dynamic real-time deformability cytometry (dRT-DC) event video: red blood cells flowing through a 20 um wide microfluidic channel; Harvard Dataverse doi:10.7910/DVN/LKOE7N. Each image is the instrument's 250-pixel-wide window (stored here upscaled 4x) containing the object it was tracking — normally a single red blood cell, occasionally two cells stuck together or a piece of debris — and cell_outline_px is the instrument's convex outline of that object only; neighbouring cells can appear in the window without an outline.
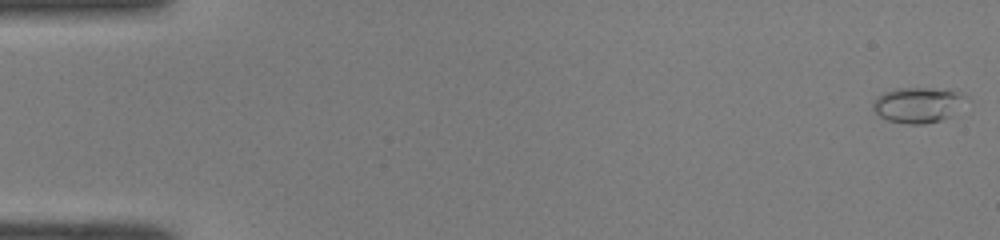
{"species": "common noctule bat (a hibernating species)", "species_latin": "Nyctalus noctula", "temperature_condition": "room temperature", "stored_images_in_passage": 49, "camera_frame_rate_fps": 3000, "um_per_image_px": 0.085, "animal": {"sex": "male", "body_mass_g": 19.0, "forearm_length_mm": 50.8}, "frame": {"image": 1, "passage_image": 1, "time_ms": 0.0, "image_size_px": [1000, 240], "cell_outline_px": [[972, 100], [952, 116], [940, 120], [924, 124], [908, 124], [888, 120], [880, 116], [872, 108], [872, 100], [876, 96], [884, 92], [896, 88], [956, 88], [968, 96]], "centroid_in_image_um": [78.15, 8.88], "position_along_channel_um": 6.9, "area_um2": 20.17}}
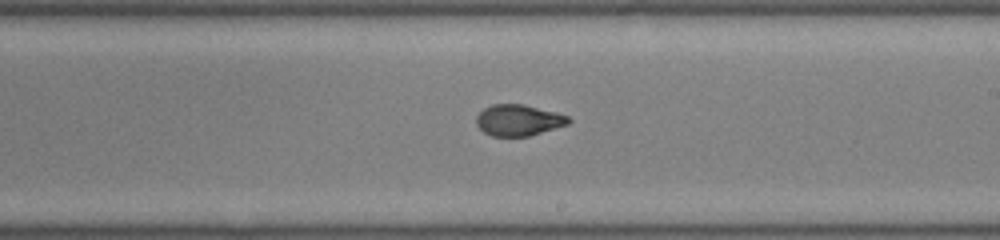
{"frame": {"image": 2, "passage_image": 30, "time_ms": 9.667, "image_size_px": [1000, 240], "cell_outline_px": [[572, 120], [568, 124], [528, 136], [492, 136], [484, 132], [476, 124], [476, 116], [484, 108], [492, 104], [524, 104], [556, 112], [568, 116]], "centroid_in_image_um": [44.06, 10.21], "position_along_channel_um": 244.9, "area_um2": 16.7}}
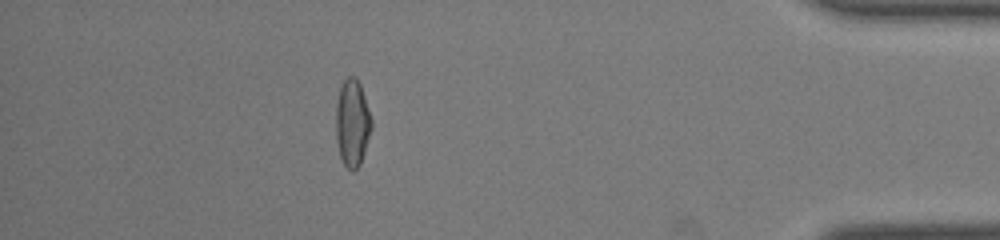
{"frame": {"image": 3, "passage_image": 45, "time_ms": 14.667, "image_size_px": [1000, 240], "cell_outline_px": [[372, 128], [360, 164], [352, 172], [344, 164], [340, 156], [336, 140], [336, 100], [340, 88], [344, 80], [348, 76], [356, 76], [360, 84], [372, 120]], "centroid_in_image_um": [29.94, 10.44], "position_along_channel_um": 405.3, "area_um2": 18.03}, "authors_computed_cell_mechanics": {"area_um2": 17.4556, "velocity_mm_per_s": 4.0981, "shape_relaxation_time_tau1_ms": 7.2386, "shape_relaxation_time_tau2_ms": 0.9833, "deformation_change_tau1": 0.226, "deformation_change_tau2": 0.0592}}